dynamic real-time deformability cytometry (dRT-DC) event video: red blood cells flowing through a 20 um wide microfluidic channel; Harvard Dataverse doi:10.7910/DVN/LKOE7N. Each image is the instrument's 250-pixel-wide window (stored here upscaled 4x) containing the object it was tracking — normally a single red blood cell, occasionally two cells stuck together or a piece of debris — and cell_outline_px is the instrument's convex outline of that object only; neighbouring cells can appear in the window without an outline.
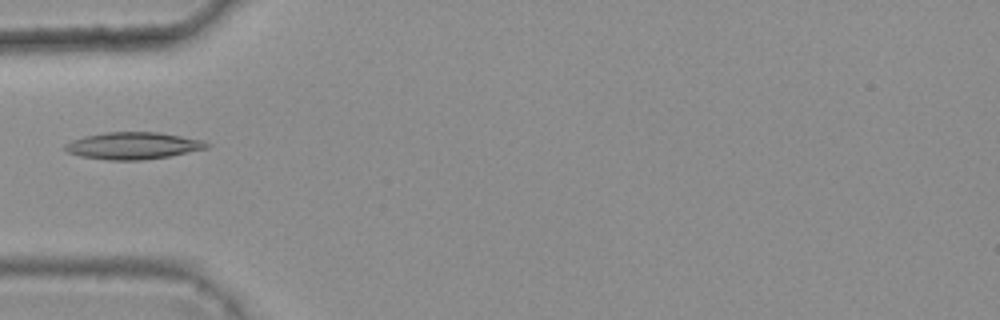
{"species": "common noctule bat (a hibernating species)", "species_latin": "Nyctalus noctula", "temperature_condition": "warm", "stored_images_in_passage": 6, "camera_frame_rate_fps": 3000, "um_per_image_px": 0.085, "animal": {"sex": "female", "body_mass_g": 25.1}, "frame": {"image": 1, "passage_image": 5, "time_ms": 1.333, "image_size_px": [1000, 320], "cell_outline_px": [[212, 144], [208, 148], [168, 156], [140, 160], [108, 160], [80, 156], [68, 152], [64, 148], [64, 144], [72, 140], [84, 136], [104, 132], [160, 132], [204, 140]], "centroid_in_image_um": [11.32, 12.37], "position_along_channel_um": 73.7, "area_um2": 22.37}}
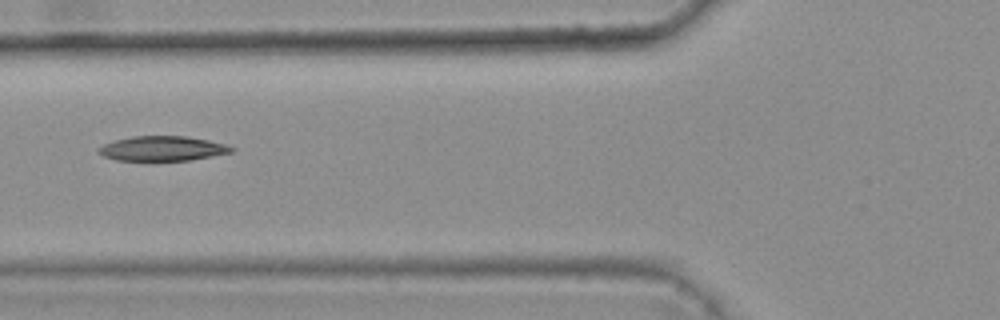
{"frame": {"image": 2, "passage_image": 6, "time_ms": 1.667, "image_size_px": [1000, 320], "cell_outline_px": [[236, 148], [232, 152], [192, 160], [116, 160], [104, 156], [96, 152], [96, 148], [104, 144], [116, 140], [132, 136], [188, 136], [208, 140], [224, 144]], "centroid_in_image_um": [13.8, 12.62], "position_along_channel_um": 112.0, "area_um2": 19.13}}